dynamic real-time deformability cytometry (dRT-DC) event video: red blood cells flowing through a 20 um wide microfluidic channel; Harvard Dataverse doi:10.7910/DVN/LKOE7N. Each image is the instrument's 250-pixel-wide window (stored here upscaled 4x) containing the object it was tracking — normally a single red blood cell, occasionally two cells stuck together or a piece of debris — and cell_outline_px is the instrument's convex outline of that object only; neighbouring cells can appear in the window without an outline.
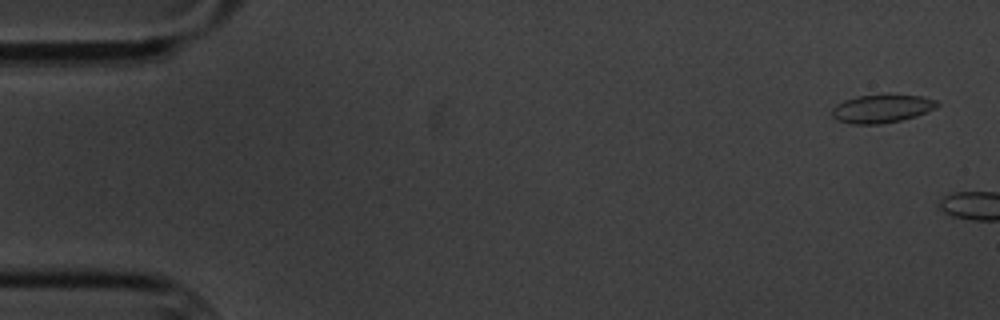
{"species": "common noctule bat (a hibernating species)", "species_latin": "Nyctalus noctula", "temperature_condition": "cold", "stored_images_in_passage": 2, "camera_frame_rate_fps": 3000, "um_per_image_px": 0.085, "animal": {"sex": "male", "body_mass_g": 20.1, "forearm_length_mm": 53.5}, "frame": {"image": 1, "passage_image": 1, "time_ms": 0.0, "image_size_px": [1000, 320], "cell_outline_px": [[940, 104], [936, 108], [916, 116], [900, 120], [880, 124], [852, 124], [836, 120], [832, 116], [832, 108], [836, 104], [844, 100], [856, 96], [924, 96], [936, 100]], "centroid_in_image_um": [74.93, 9.25], "position_along_channel_um": 10.1, "area_um2": 17.05}}